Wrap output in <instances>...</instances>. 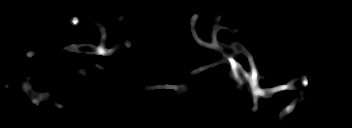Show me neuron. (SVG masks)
Segmentation results:
<instances>
[{
	"label": "neuron",
	"mask_w": 352,
	"mask_h": 128,
	"mask_svg": "<svg viewBox=\"0 0 352 128\" xmlns=\"http://www.w3.org/2000/svg\"><path fill=\"white\" fill-rule=\"evenodd\" d=\"M199 17L198 14H194L192 16V19L190 21V29H191V33L193 38L196 40V42L205 48H210L213 50H216L218 52H220L223 55V58L219 61H216L212 64L194 69L190 72L191 75L203 72L211 67H215L217 65L220 64H229L231 66V78L234 79L236 81V83L238 84L239 87H241V92L243 93V79L240 76V73L243 74V76L245 77L244 79L246 80V82L249 84V88L253 97V108L252 111H256L258 109V98L259 97H263V98H268L270 95L277 93L279 91H283V90H299L300 95L298 97V99H295L292 101V103L288 106H286L280 113H279V117L281 119H283L287 114L291 113L296 105L297 101H301V97H303V93L304 91L302 89H298L297 87L294 86V82L295 80H291L289 83L285 84V85H279L277 87H273V88H266L263 89L261 88V86L259 85V80L261 79V76L258 75V71H257V67L253 61V57L252 55L246 50V48H244L241 44H239V42H234L232 43V45L228 46L225 43H220L217 40V33L220 29H227L225 28V26H220L219 25V20L220 18L217 17L213 24H214V28L212 31V35H211V39L212 41L210 43L202 40L196 33L195 31V24H196V20ZM80 20L78 17H72L70 19V23L73 26H77L79 24ZM100 31L102 38L100 40V44L98 47H95L93 45L90 44H83V45H69L65 47V50L68 51H74V52H78V53H89V54H93V55H101V56H106V55H112L114 51L118 50L121 48L120 45H116L115 47L111 48V49H107L105 47V41L107 40V34H106V30L105 28L99 24L94 22L93 23ZM126 47H130L131 44L129 41H126L125 43ZM243 53L249 60V64H250V72H247L242 65L235 59V55ZM34 55L33 52H27L26 53V57L30 58ZM95 67L104 70V67L100 66V65H96ZM302 84L303 86H307L308 85V80L306 76L302 77ZM22 91H24L29 98H31V102L38 105L40 101H45L46 99H48V95L46 93H38L36 95V97H33L35 94V91L32 90L31 85L27 82H24L21 86ZM146 90L148 89H173L176 93L178 94H183L186 90L187 87L183 86V85H157V86H148L145 88Z\"/></svg>",
	"instance_id": "2dd73e0c"
}]
</instances>
